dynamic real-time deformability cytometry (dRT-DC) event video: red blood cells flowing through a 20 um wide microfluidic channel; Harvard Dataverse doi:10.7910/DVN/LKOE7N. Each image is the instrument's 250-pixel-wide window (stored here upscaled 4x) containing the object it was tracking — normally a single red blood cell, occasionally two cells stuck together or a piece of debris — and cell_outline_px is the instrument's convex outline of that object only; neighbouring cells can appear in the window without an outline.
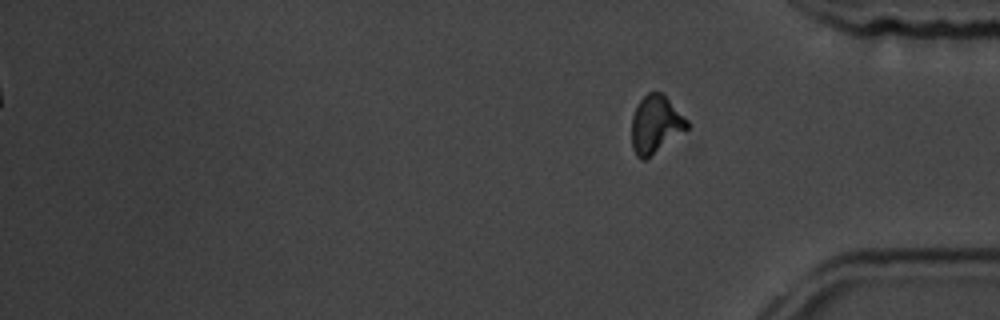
{"species": "common noctule bat (a hibernating species)", "species_latin": "Nyctalus noctula", "temperature_condition": "room temperature", "stored_images_in_passage": 16, "segment_of_instrument_passage": [2, 2], "camera_frame_rate_fps": 3000, "um_per_image_px": 0.085, "animal": {"sex": "male", "body_mass_g": 19.5, "forearm_length_mm": 54.6}, "frame": {"image": 1, "passage_image": 16, "time_ms": 5.0, "image_size_px": [1000, 320], "cell_outline_px": [[688, 128], [644, 160], [640, 160], [636, 156], [632, 148], [632, 116], [640, 100], [648, 92], [660, 92], [688, 120]], "centroid_in_image_um": [55.7, 10.58], "position_along_channel_um": 379.5, "area_um2": 18.15}}